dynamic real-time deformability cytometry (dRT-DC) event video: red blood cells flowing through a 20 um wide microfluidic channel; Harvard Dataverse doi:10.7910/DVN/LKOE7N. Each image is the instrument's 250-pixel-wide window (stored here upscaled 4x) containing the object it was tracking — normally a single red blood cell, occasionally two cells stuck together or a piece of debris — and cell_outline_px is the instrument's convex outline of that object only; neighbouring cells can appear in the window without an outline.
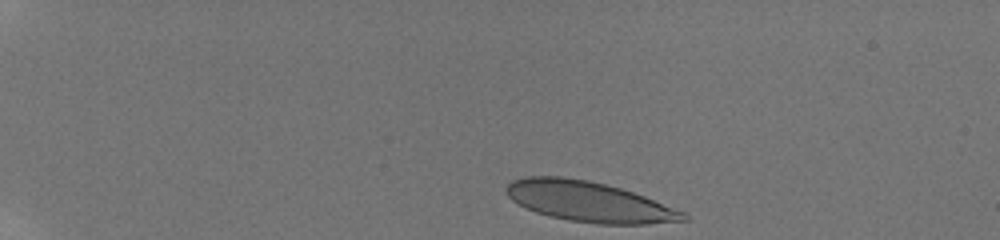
{"species": "human", "species_latin": "Homo sapiens", "temperature_condition": "room temperature", "stored_images_in_passage": 40, "camera_frame_rate_fps": 3000, "um_per_image_px": 0.085, "donor": {"sex": "male"}, "frame": {"image": 1, "passage_image": 1, "time_ms": 0.0, "image_size_px": [1000, 240], "cell_outline_px": [[688, 220], [648, 224], [596, 224], [568, 220], [548, 216], [536, 212], [512, 200], [504, 192], [504, 188], [512, 180], [524, 176], [564, 176], [588, 180], [620, 188], [644, 196], [684, 212], [688, 216]], "centroid_in_image_um": [50.02, 17.13], "position_along_channel_um": 35.0, "area_um2": 41.56}}
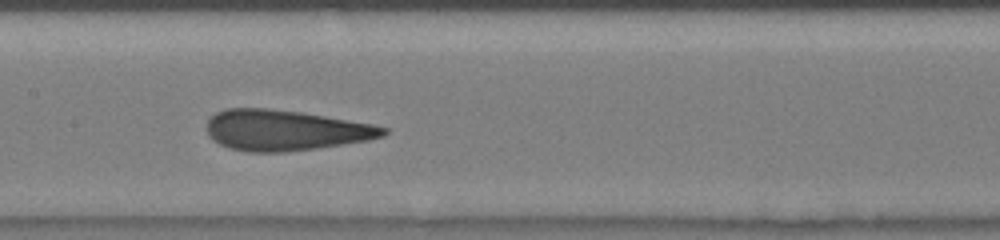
{"frame": {"image": 2, "passage_image": 20, "time_ms": 6.333, "image_size_px": [1000, 240], "cell_outline_px": [[388, 132], [384, 136], [368, 140], [316, 148], [284, 152], [248, 152], [228, 148], [212, 140], [208, 136], [208, 120], [216, 112], [224, 108], [268, 108], [300, 112], [372, 124], [388, 128]], "centroid_in_image_um": [24.21, 11.07], "position_along_channel_um": 183.2, "area_um2": 41.67}}
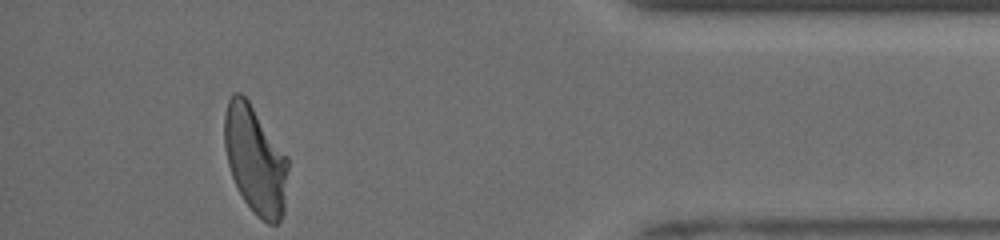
{"frame": {"image": 3, "passage_image": 40, "time_ms": 13.0, "image_size_px": [1000, 240], "cell_outline_px": [[288, 168], [284, 212], [280, 220], [276, 224], [268, 224], [256, 216], [252, 212], [244, 200], [232, 176], [228, 164], [224, 144], [224, 116], [228, 100], [232, 92], [240, 92], [248, 100], [288, 156]], "centroid_in_image_um": [21.7, 13.59], "position_along_channel_um": 413.5, "area_um2": 40.17}, "authors_computed_cell_mechanics": {"area_um2": 41.6738, "velocity_mm_per_s": 3.9459, "shape_relaxation_time_tau1_ms": 10.5743, "shape_relaxation_time_tau2_ms": 1.1205, "deformation_change_tau1": 0.301, "deformation_change_tau2": 0.1063}}